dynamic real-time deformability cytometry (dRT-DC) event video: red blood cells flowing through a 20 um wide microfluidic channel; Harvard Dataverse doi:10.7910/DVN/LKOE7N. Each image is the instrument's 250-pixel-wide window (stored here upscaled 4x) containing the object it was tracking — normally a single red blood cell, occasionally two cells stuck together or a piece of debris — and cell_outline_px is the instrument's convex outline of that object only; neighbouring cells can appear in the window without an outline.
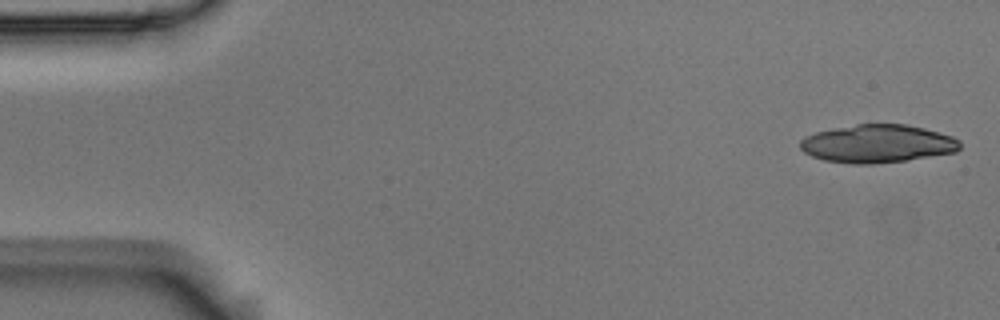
{"species": "Egyptian fruit bat (a non-hibernating species)", "species_latin": "Rousettus aegyptiacus", "temperature_condition": "room temperature", "stored_images_in_passage": 15, "camera_frame_rate_fps": 3000, "um_per_image_px": 0.085, "animal": {"sex": "male"}, "frame": {"image": 1, "passage_image": 1, "time_ms": 0.0, "image_size_px": [1000, 320], "cell_outline_px": [[960, 148], [956, 152], [908, 160], [872, 164], [852, 164], [824, 160], [812, 156], [804, 152], [800, 148], [800, 140], [804, 136], [816, 132], [832, 128], [856, 124], [908, 124], [924, 128], [952, 136], [960, 140]], "centroid_in_image_um": [74.58, 12.21], "position_along_channel_um": 10.4, "area_um2": 35.66}}